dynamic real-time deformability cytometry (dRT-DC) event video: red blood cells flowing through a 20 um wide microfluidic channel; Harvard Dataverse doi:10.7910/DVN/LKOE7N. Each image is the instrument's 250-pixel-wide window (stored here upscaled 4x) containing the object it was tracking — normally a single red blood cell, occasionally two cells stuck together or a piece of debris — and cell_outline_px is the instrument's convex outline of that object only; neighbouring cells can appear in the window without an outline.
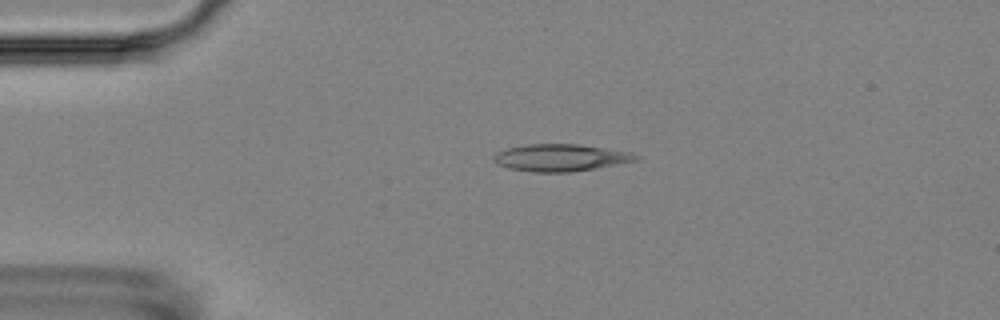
{"species": "Egyptian fruit bat (a non-hibernating species)", "species_latin": "Rousettus aegyptiacus", "temperature_condition": "room temperature", "stored_images_in_passage": 6, "camera_frame_rate_fps": 3000, "um_per_image_px": 0.085, "animal": {"sex": "female"}, "frame": {"image": 1, "passage_image": 4, "time_ms": 3.667, "image_size_px": [1000, 320], "cell_outline_px": [[640, 160], [596, 168], [572, 172], [532, 172], [508, 168], [496, 164], [492, 160], [492, 156], [496, 152], [508, 148], [528, 144], [576, 144], [604, 148], [628, 152], [640, 156]], "centroid_in_image_um": [47.61, 13.41], "position_along_channel_um": 37.4, "area_um2": 22.48}}
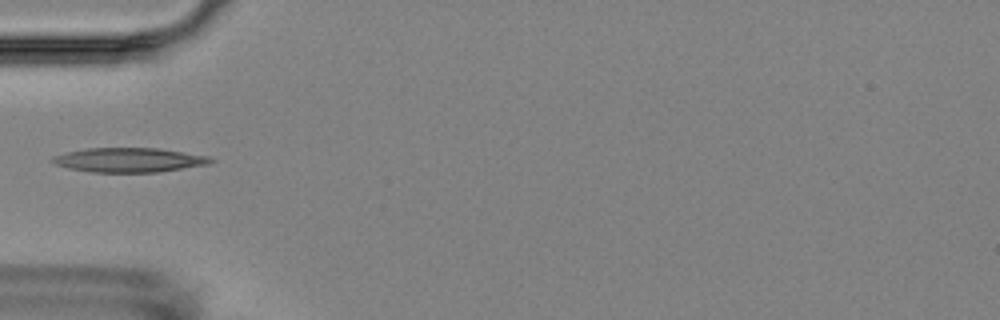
{"frame": {"image": 2, "passage_image": 6, "time_ms": 5.667, "image_size_px": [1000, 320], "cell_outline_px": [[216, 160], [208, 164], [160, 172], [92, 172], [68, 168], [52, 164], [52, 156], [64, 152], [88, 148], [160, 148], [208, 156]], "centroid_in_image_um": [10.95, 13.59], "position_along_channel_um": 74.1, "area_um2": 22.6}}